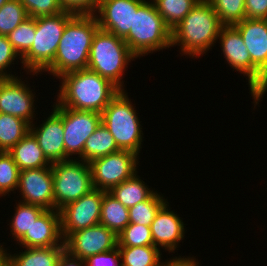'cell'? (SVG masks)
<instances>
[{
    "label": "cell",
    "mask_w": 267,
    "mask_h": 266,
    "mask_svg": "<svg viewBox=\"0 0 267 266\" xmlns=\"http://www.w3.org/2000/svg\"><path fill=\"white\" fill-rule=\"evenodd\" d=\"M15 213L10 223V232L15 242H18L30 230L37 218L46 210L38 205L26 204L18 201Z\"/></svg>",
    "instance_id": "27"
},
{
    "label": "cell",
    "mask_w": 267,
    "mask_h": 266,
    "mask_svg": "<svg viewBox=\"0 0 267 266\" xmlns=\"http://www.w3.org/2000/svg\"><path fill=\"white\" fill-rule=\"evenodd\" d=\"M118 151H120V149L115 143L114 137L101 123L85 142L83 148V161L90 163L96 158L107 156L108 154L116 153Z\"/></svg>",
    "instance_id": "25"
},
{
    "label": "cell",
    "mask_w": 267,
    "mask_h": 266,
    "mask_svg": "<svg viewBox=\"0 0 267 266\" xmlns=\"http://www.w3.org/2000/svg\"><path fill=\"white\" fill-rule=\"evenodd\" d=\"M100 124V113L63 107L65 160L73 159V155L83 160L85 142Z\"/></svg>",
    "instance_id": "12"
},
{
    "label": "cell",
    "mask_w": 267,
    "mask_h": 266,
    "mask_svg": "<svg viewBox=\"0 0 267 266\" xmlns=\"http://www.w3.org/2000/svg\"><path fill=\"white\" fill-rule=\"evenodd\" d=\"M20 171L50 167L52 163L45 157L34 135L29 131L10 151Z\"/></svg>",
    "instance_id": "21"
},
{
    "label": "cell",
    "mask_w": 267,
    "mask_h": 266,
    "mask_svg": "<svg viewBox=\"0 0 267 266\" xmlns=\"http://www.w3.org/2000/svg\"><path fill=\"white\" fill-rule=\"evenodd\" d=\"M21 248L65 247L59 210H45L17 242Z\"/></svg>",
    "instance_id": "18"
},
{
    "label": "cell",
    "mask_w": 267,
    "mask_h": 266,
    "mask_svg": "<svg viewBox=\"0 0 267 266\" xmlns=\"http://www.w3.org/2000/svg\"><path fill=\"white\" fill-rule=\"evenodd\" d=\"M129 223V208L122 205L109 192L104 191L100 224L112 230L118 236Z\"/></svg>",
    "instance_id": "23"
},
{
    "label": "cell",
    "mask_w": 267,
    "mask_h": 266,
    "mask_svg": "<svg viewBox=\"0 0 267 266\" xmlns=\"http://www.w3.org/2000/svg\"><path fill=\"white\" fill-rule=\"evenodd\" d=\"M247 19H267V0H245Z\"/></svg>",
    "instance_id": "40"
},
{
    "label": "cell",
    "mask_w": 267,
    "mask_h": 266,
    "mask_svg": "<svg viewBox=\"0 0 267 266\" xmlns=\"http://www.w3.org/2000/svg\"><path fill=\"white\" fill-rule=\"evenodd\" d=\"M54 103L53 111L42 124L37 127L35 124L30 125V132L51 163L65 161L63 107Z\"/></svg>",
    "instance_id": "17"
},
{
    "label": "cell",
    "mask_w": 267,
    "mask_h": 266,
    "mask_svg": "<svg viewBox=\"0 0 267 266\" xmlns=\"http://www.w3.org/2000/svg\"><path fill=\"white\" fill-rule=\"evenodd\" d=\"M223 57L237 72L246 76L254 108L267 92V77L252 63L250 53L244 44L239 31L233 26H223L218 35Z\"/></svg>",
    "instance_id": "8"
},
{
    "label": "cell",
    "mask_w": 267,
    "mask_h": 266,
    "mask_svg": "<svg viewBox=\"0 0 267 266\" xmlns=\"http://www.w3.org/2000/svg\"><path fill=\"white\" fill-rule=\"evenodd\" d=\"M18 58L20 59L21 63V57L14 50L13 46L8 41L7 36L0 35V78L18 77L9 71V67L12 66L14 61H16ZM7 68L8 70H6Z\"/></svg>",
    "instance_id": "37"
},
{
    "label": "cell",
    "mask_w": 267,
    "mask_h": 266,
    "mask_svg": "<svg viewBox=\"0 0 267 266\" xmlns=\"http://www.w3.org/2000/svg\"><path fill=\"white\" fill-rule=\"evenodd\" d=\"M183 220L177 213L171 210L169 202H166L158 211L151 223V234L153 245L159 250L160 247L169 253L178 250L181 240L185 237V226Z\"/></svg>",
    "instance_id": "19"
},
{
    "label": "cell",
    "mask_w": 267,
    "mask_h": 266,
    "mask_svg": "<svg viewBox=\"0 0 267 266\" xmlns=\"http://www.w3.org/2000/svg\"><path fill=\"white\" fill-rule=\"evenodd\" d=\"M103 197L104 191L94 188L59 210L63 239L76 231L100 224Z\"/></svg>",
    "instance_id": "11"
},
{
    "label": "cell",
    "mask_w": 267,
    "mask_h": 266,
    "mask_svg": "<svg viewBox=\"0 0 267 266\" xmlns=\"http://www.w3.org/2000/svg\"><path fill=\"white\" fill-rule=\"evenodd\" d=\"M136 172L132 177L113 187L109 193L127 208L147 200L155 191L140 179ZM151 189V190H150Z\"/></svg>",
    "instance_id": "22"
},
{
    "label": "cell",
    "mask_w": 267,
    "mask_h": 266,
    "mask_svg": "<svg viewBox=\"0 0 267 266\" xmlns=\"http://www.w3.org/2000/svg\"><path fill=\"white\" fill-rule=\"evenodd\" d=\"M65 247L25 248L9 256L12 266H56Z\"/></svg>",
    "instance_id": "24"
},
{
    "label": "cell",
    "mask_w": 267,
    "mask_h": 266,
    "mask_svg": "<svg viewBox=\"0 0 267 266\" xmlns=\"http://www.w3.org/2000/svg\"><path fill=\"white\" fill-rule=\"evenodd\" d=\"M101 0H59L64 11L74 14L94 15Z\"/></svg>",
    "instance_id": "38"
},
{
    "label": "cell",
    "mask_w": 267,
    "mask_h": 266,
    "mask_svg": "<svg viewBox=\"0 0 267 266\" xmlns=\"http://www.w3.org/2000/svg\"><path fill=\"white\" fill-rule=\"evenodd\" d=\"M139 155L120 150L92 160L90 164L92 184L95 189L109 192L113 187L132 177L137 170Z\"/></svg>",
    "instance_id": "10"
},
{
    "label": "cell",
    "mask_w": 267,
    "mask_h": 266,
    "mask_svg": "<svg viewBox=\"0 0 267 266\" xmlns=\"http://www.w3.org/2000/svg\"><path fill=\"white\" fill-rule=\"evenodd\" d=\"M56 103L80 111L102 113L120 89L108 79L89 69L60 76Z\"/></svg>",
    "instance_id": "1"
},
{
    "label": "cell",
    "mask_w": 267,
    "mask_h": 266,
    "mask_svg": "<svg viewBox=\"0 0 267 266\" xmlns=\"http://www.w3.org/2000/svg\"><path fill=\"white\" fill-rule=\"evenodd\" d=\"M122 266H160L162 252L156 246L118 247Z\"/></svg>",
    "instance_id": "28"
},
{
    "label": "cell",
    "mask_w": 267,
    "mask_h": 266,
    "mask_svg": "<svg viewBox=\"0 0 267 266\" xmlns=\"http://www.w3.org/2000/svg\"><path fill=\"white\" fill-rule=\"evenodd\" d=\"M127 94L126 90H120L109 102L101 113V123L110 131L120 150L140 155L144 134L136 106Z\"/></svg>",
    "instance_id": "7"
},
{
    "label": "cell",
    "mask_w": 267,
    "mask_h": 266,
    "mask_svg": "<svg viewBox=\"0 0 267 266\" xmlns=\"http://www.w3.org/2000/svg\"><path fill=\"white\" fill-rule=\"evenodd\" d=\"M35 30L36 19L28 17L7 35L8 41L20 57L31 48L33 38L35 37Z\"/></svg>",
    "instance_id": "32"
},
{
    "label": "cell",
    "mask_w": 267,
    "mask_h": 266,
    "mask_svg": "<svg viewBox=\"0 0 267 266\" xmlns=\"http://www.w3.org/2000/svg\"><path fill=\"white\" fill-rule=\"evenodd\" d=\"M99 29L95 15L75 14L65 26L53 63L44 71L54 79L87 69L93 37Z\"/></svg>",
    "instance_id": "2"
},
{
    "label": "cell",
    "mask_w": 267,
    "mask_h": 266,
    "mask_svg": "<svg viewBox=\"0 0 267 266\" xmlns=\"http://www.w3.org/2000/svg\"><path fill=\"white\" fill-rule=\"evenodd\" d=\"M8 1H10V0H0V8Z\"/></svg>",
    "instance_id": "44"
},
{
    "label": "cell",
    "mask_w": 267,
    "mask_h": 266,
    "mask_svg": "<svg viewBox=\"0 0 267 266\" xmlns=\"http://www.w3.org/2000/svg\"><path fill=\"white\" fill-rule=\"evenodd\" d=\"M224 26L235 25L246 18L245 0H208Z\"/></svg>",
    "instance_id": "31"
},
{
    "label": "cell",
    "mask_w": 267,
    "mask_h": 266,
    "mask_svg": "<svg viewBox=\"0 0 267 266\" xmlns=\"http://www.w3.org/2000/svg\"><path fill=\"white\" fill-rule=\"evenodd\" d=\"M0 266H12L9 253L2 244L0 245Z\"/></svg>",
    "instance_id": "43"
},
{
    "label": "cell",
    "mask_w": 267,
    "mask_h": 266,
    "mask_svg": "<svg viewBox=\"0 0 267 266\" xmlns=\"http://www.w3.org/2000/svg\"><path fill=\"white\" fill-rule=\"evenodd\" d=\"M118 247L154 246L151 228L129 223L118 235Z\"/></svg>",
    "instance_id": "35"
},
{
    "label": "cell",
    "mask_w": 267,
    "mask_h": 266,
    "mask_svg": "<svg viewBox=\"0 0 267 266\" xmlns=\"http://www.w3.org/2000/svg\"><path fill=\"white\" fill-rule=\"evenodd\" d=\"M28 17L26 9L19 0L6 2L0 8V35L7 36Z\"/></svg>",
    "instance_id": "34"
},
{
    "label": "cell",
    "mask_w": 267,
    "mask_h": 266,
    "mask_svg": "<svg viewBox=\"0 0 267 266\" xmlns=\"http://www.w3.org/2000/svg\"><path fill=\"white\" fill-rule=\"evenodd\" d=\"M56 266H86V264L85 260L74 257L64 250L59 257Z\"/></svg>",
    "instance_id": "42"
},
{
    "label": "cell",
    "mask_w": 267,
    "mask_h": 266,
    "mask_svg": "<svg viewBox=\"0 0 267 266\" xmlns=\"http://www.w3.org/2000/svg\"><path fill=\"white\" fill-rule=\"evenodd\" d=\"M223 26L211 3L199 0L189 14L172 29L171 46L178 45L181 55L197 59L212 49Z\"/></svg>",
    "instance_id": "3"
},
{
    "label": "cell",
    "mask_w": 267,
    "mask_h": 266,
    "mask_svg": "<svg viewBox=\"0 0 267 266\" xmlns=\"http://www.w3.org/2000/svg\"><path fill=\"white\" fill-rule=\"evenodd\" d=\"M146 0H101L97 12L99 28L124 39L133 28L134 13Z\"/></svg>",
    "instance_id": "16"
},
{
    "label": "cell",
    "mask_w": 267,
    "mask_h": 266,
    "mask_svg": "<svg viewBox=\"0 0 267 266\" xmlns=\"http://www.w3.org/2000/svg\"><path fill=\"white\" fill-rule=\"evenodd\" d=\"M74 15L72 12L63 11L56 15L36 18L33 44L21 57L23 69L27 74H43L53 63L66 23Z\"/></svg>",
    "instance_id": "6"
},
{
    "label": "cell",
    "mask_w": 267,
    "mask_h": 266,
    "mask_svg": "<svg viewBox=\"0 0 267 266\" xmlns=\"http://www.w3.org/2000/svg\"><path fill=\"white\" fill-rule=\"evenodd\" d=\"M28 16L33 18L52 16L64 11L59 0H19Z\"/></svg>",
    "instance_id": "36"
},
{
    "label": "cell",
    "mask_w": 267,
    "mask_h": 266,
    "mask_svg": "<svg viewBox=\"0 0 267 266\" xmlns=\"http://www.w3.org/2000/svg\"><path fill=\"white\" fill-rule=\"evenodd\" d=\"M117 245L118 236L101 224L76 231L64 239L65 250L82 260L111 251Z\"/></svg>",
    "instance_id": "13"
},
{
    "label": "cell",
    "mask_w": 267,
    "mask_h": 266,
    "mask_svg": "<svg viewBox=\"0 0 267 266\" xmlns=\"http://www.w3.org/2000/svg\"><path fill=\"white\" fill-rule=\"evenodd\" d=\"M20 77L0 78V113L9 114L27 121L35 120L34 101L36 93ZM35 93V94H34Z\"/></svg>",
    "instance_id": "14"
},
{
    "label": "cell",
    "mask_w": 267,
    "mask_h": 266,
    "mask_svg": "<svg viewBox=\"0 0 267 266\" xmlns=\"http://www.w3.org/2000/svg\"><path fill=\"white\" fill-rule=\"evenodd\" d=\"M240 33L252 63L267 77V19H247L233 25Z\"/></svg>",
    "instance_id": "20"
},
{
    "label": "cell",
    "mask_w": 267,
    "mask_h": 266,
    "mask_svg": "<svg viewBox=\"0 0 267 266\" xmlns=\"http://www.w3.org/2000/svg\"><path fill=\"white\" fill-rule=\"evenodd\" d=\"M134 58L137 59L122 38L99 28L92 40L87 69L124 90V71Z\"/></svg>",
    "instance_id": "4"
},
{
    "label": "cell",
    "mask_w": 267,
    "mask_h": 266,
    "mask_svg": "<svg viewBox=\"0 0 267 266\" xmlns=\"http://www.w3.org/2000/svg\"><path fill=\"white\" fill-rule=\"evenodd\" d=\"M165 23L175 28L199 0H151Z\"/></svg>",
    "instance_id": "29"
},
{
    "label": "cell",
    "mask_w": 267,
    "mask_h": 266,
    "mask_svg": "<svg viewBox=\"0 0 267 266\" xmlns=\"http://www.w3.org/2000/svg\"><path fill=\"white\" fill-rule=\"evenodd\" d=\"M29 131L27 121L0 113V151L9 152Z\"/></svg>",
    "instance_id": "26"
},
{
    "label": "cell",
    "mask_w": 267,
    "mask_h": 266,
    "mask_svg": "<svg viewBox=\"0 0 267 266\" xmlns=\"http://www.w3.org/2000/svg\"><path fill=\"white\" fill-rule=\"evenodd\" d=\"M123 40L131 52L141 58L148 53L172 47V30L153 2L146 0L134 13L133 28Z\"/></svg>",
    "instance_id": "5"
},
{
    "label": "cell",
    "mask_w": 267,
    "mask_h": 266,
    "mask_svg": "<svg viewBox=\"0 0 267 266\" xmlns=\"http://www.w3.org/2000/svg\"><path fill=\"white\" fill-rule=\"evenodd\" d=\"M196 260V258L194 256H176V257H172L171 259H167V262L165 260V262H163L162 260V264L161 266H199V262Z\"/></svg>",
    "instance_id": "41"
},
{
    "label": "cell",
    "mask_w": 267,
    "mask_h": 266,
    "mask_svg": "<svg viewBox=\"0 0 267 266\" xmlns=\"http://www.w3.org/2000/svg\"><path fill=\"white\" fill-rule=\"evenodd\" d=\"M78 160V161H77ZM55 210L80 199L94 189L89 162L76 157L51 165Z\"/></svg>",
    "instance_id": "9"
},
{
    "label": "cell",
    "mask_w": 267,
    "mask_h": 266,
    "mask_svg": "<svg viewBox=\"0 0 267 266\" xmlns=\"http://www.w3.org/2000/svg\"><path fill=\"white\" fill-rule=\"evenodd\" d=\"M85 264L86 266H122L118 246L111 251L88 257Z\"/></svg>",
    "instance_id": "39"
},
{
    "label": "cell",
    "mask_w": 267,
    "mask_h": 266,
    "mask_svg": "<svg viewBox=\"0 0 267 266\" xmlns=\"http://www.w3.org/2000/svg\"><path fill=\"white\" fill-rule=\"evenodd\" d=\"M167 202L163 195L155 191L147 200L129 208L130 223L150 227L159 209Z\"/></svg>",
    "instance_id": "30"
},
{
    "label": "cell",
    "mask_w": 267,
    "mask_h": 266,
    "mask_svg": "<svg viewBox=\"0 0 267 266\" xmlns=\"http://www.w3.org/2000/svg\"><path fill=\"white\" fill-rule=\"evenodd\" d=\"M20 169L9 152L0 151V196L16 191Z\"/></svg>",
    "instance_id": "33"
},
{
    "label": "cell",
    "mask_w": 267,
    "mask_h": 266,
    "mask_svg": "<svg viewBox=\"0 0 267 266\" xmlns=\"http://www.w3.org/2000/svg\"><path fill=\"white\" fill-rule=\"evenodd\" d=\"M17 190L22 197L20 202L55 210L51 166L20 171Z\"/></svg>",
    "instance_id": "15"
}]
</instances>
